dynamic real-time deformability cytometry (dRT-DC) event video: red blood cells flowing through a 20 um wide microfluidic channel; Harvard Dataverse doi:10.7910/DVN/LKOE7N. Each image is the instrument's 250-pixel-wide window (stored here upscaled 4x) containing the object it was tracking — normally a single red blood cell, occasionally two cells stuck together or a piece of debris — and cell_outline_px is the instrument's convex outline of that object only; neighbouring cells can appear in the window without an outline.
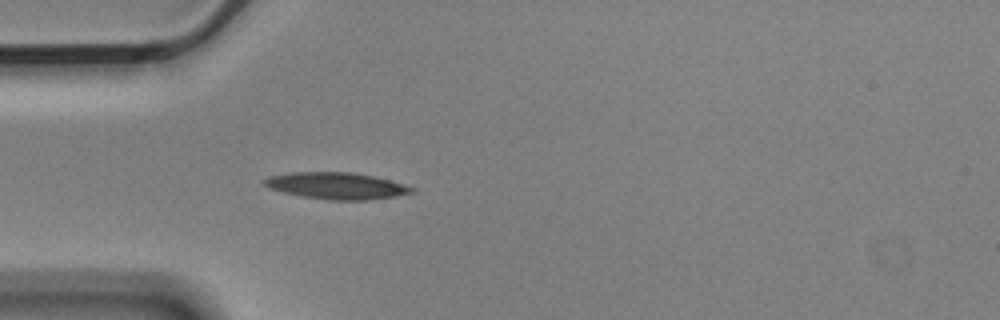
{"species": "Egyptian fruit bat (a non-hibernating species)", "species_latin": "Rousettus aegyptiacus", "temperature_condition": "cold", "stored_images_in_passage": 5, "camera_frame_rate_fps": 3000, "um_per_image_px": 0.085, "animal": {"sex": "male"}, "frame": {"image": 1, "passage_image": 5, "time_ms": 1.333, "image_size_px": [1000, 320], "cell_outline_px": [[416, 188], [412, 192], [396, 196], [368, 200], [328, 200], [304, 196], [284, 192], [268, 188], [264, 184], [264, 180], [268, 176], [292, 172], [352, 172], [372, 176], [404, 184]], "centroid_in_image_um": [28.6, 15.79], "position_along_channel_um": 56.4, "area_um2": 22.72}}